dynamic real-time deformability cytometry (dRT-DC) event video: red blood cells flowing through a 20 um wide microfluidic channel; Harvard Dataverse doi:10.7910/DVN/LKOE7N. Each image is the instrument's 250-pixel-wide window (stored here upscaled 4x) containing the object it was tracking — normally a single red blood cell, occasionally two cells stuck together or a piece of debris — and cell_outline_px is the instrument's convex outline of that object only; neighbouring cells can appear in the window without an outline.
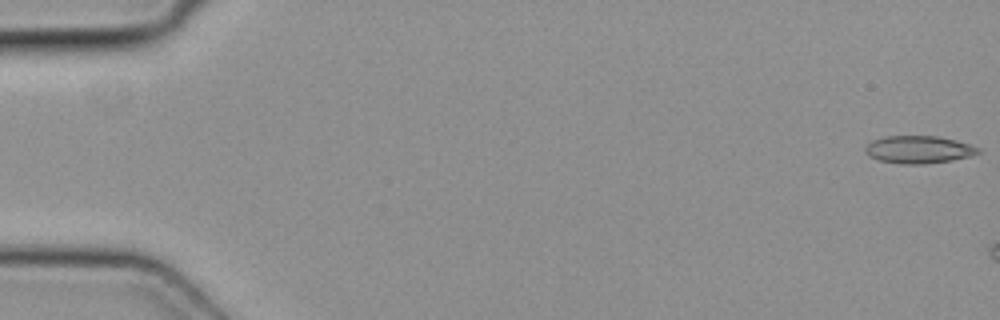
{"species": "common noctule bat (a hibernating species)", "species_latin": "Nyctalus noctula", "temperature_condition": "cold", "stored_images_in_passage": 8, "camera_frame_rate_fps": 3000, "um_per_image_px": 0.085, "animal": {"sex": "female", "body_mass_g": 19.3, "forearm_length_mm": 54.1}, "frame": {"image": 1, "passage_image": 1, "time_ms": 0.0, "image_size_px": [1000, 320], "cell_outline_px": [[980, 152], [972, 156], [952, 160], [924, 164], [900, 164], [880, 160], [868, 156], [864, 152], [864, 148], [872, 140], [888, 136], [936, 136], [956, 140], [972, 144], [980, 148]], "centroid_in_image_um": [78.1, 12.71], "position_along_channel_um": 6.9, "area_um2": 18.26}}